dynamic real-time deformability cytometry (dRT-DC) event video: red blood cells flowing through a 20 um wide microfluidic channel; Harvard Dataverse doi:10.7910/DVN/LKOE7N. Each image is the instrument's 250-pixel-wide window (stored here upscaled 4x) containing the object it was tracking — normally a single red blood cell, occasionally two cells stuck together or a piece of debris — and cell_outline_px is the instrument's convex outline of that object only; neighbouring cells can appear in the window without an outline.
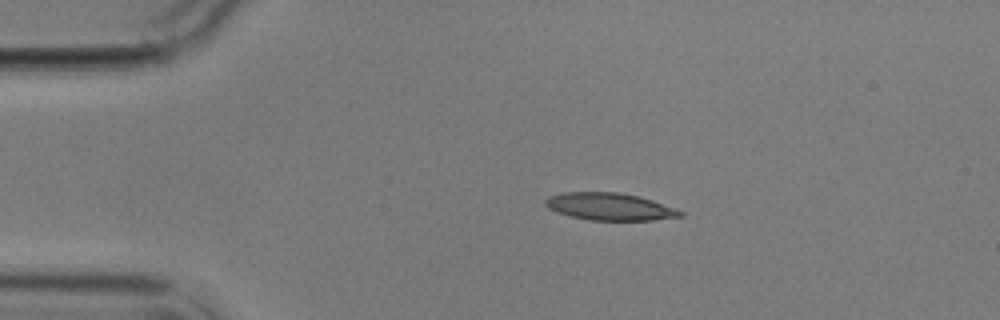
{"species": "common noctule bat (a hibernating species)", "species_latin": "Nyctalus noctula", "temperature_condition": "cold", "stored_images_in_passage": 3, "camera_frame_rate_fps": 3000, "um_per_image_px": 0.085, "animal": {"sex": "male", "body_mass_g": 17.9}, "frame": {"image": 1, "passage_image": 1, "time_ms": 0.0, "image_size_px": [1000, 320], "cell_outline_px": [[684, 216], [652, 220], [588, 220], [556, 212], [548, 208], [544, 204], [544, 200], [548, 196], [564, 192], [616, 192], [636, 196], [652, 200], [684, 212]], "centroid_in_image_um": [51.78, 17.56], "position_along_channel_um": 33.2, "area_um2": 21.33}}
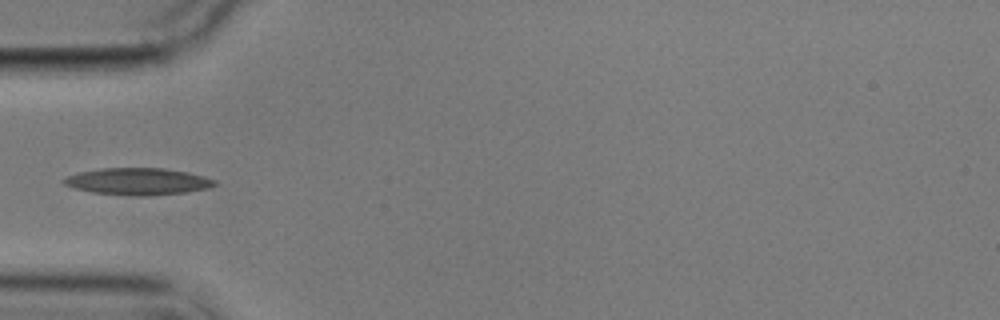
{"frame": {"image": 2, "passage_image": 3, "time_ms": 2.333, "image_size_px": [1000, 320], "cell_outline_px": [[216, 184], [208, 188], [188, 192], [148, 196], [132, 196], [92, 192], [76, 188], [64, 184], [60, 180], [68, 176], [80, 172], [100, 168], [164, 168], [188, 172], [204, 176], [216, 180]], "centroid_in_image_um": [11.74, 15.42], "position_along_channel_um": 73.3, "area_um2": 23.7}}